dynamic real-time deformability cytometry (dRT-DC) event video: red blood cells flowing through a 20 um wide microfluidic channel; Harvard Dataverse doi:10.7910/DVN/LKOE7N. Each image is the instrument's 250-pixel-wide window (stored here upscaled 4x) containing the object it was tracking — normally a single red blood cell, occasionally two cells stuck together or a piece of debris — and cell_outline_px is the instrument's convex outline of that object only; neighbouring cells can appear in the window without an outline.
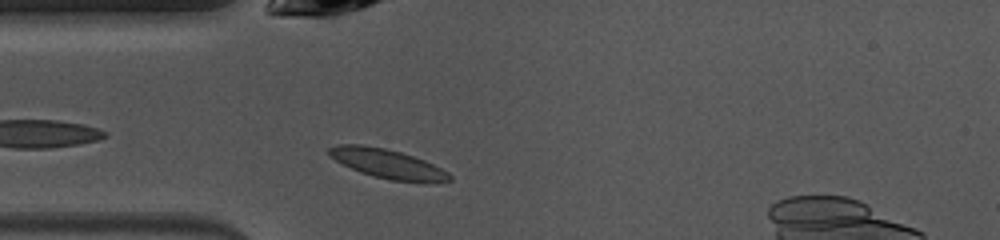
{"species": "common noctule bat (a hibernating species)", "species_latin": "Nyctalus noctula", "temperature_condition": "warm", "stored_images_in_passage": 28, "camera_frame_rate_fps": 3000, "um_per_image_px": 0.085, "animal": {"sex": "female", "body_mass_g": 10.0, "forearm_length_mm": 53.1}, "frame": {"image": 1, "passage_image": 5, "time_ms": 1.333, "image_size_px": [1000, 240], "cell_outline_px": [[452, 180], [392, 180], [360, 172], [328, 156], [328, 148], [336, 144], [360, 144], [384, 148], [400, 152], [424, 160], [448, 172], [452, 176]], "centroid_in_image_um": [32.84, 13.87], "position_along_channel_um": 52.2, "area_um2": 19.71}, "authors_computed_cell_mechanics": {"area_um2": 19.6809, "velocity_mm_per_s": 4.0116, "shape_relaxation_time_tau1_ms": 2.4098, "shape_relaxation_time_tau2_ms": 0.5621, "deformation_change_tau1": 0.1013, "deformation_change_tau2": 0.0262}}